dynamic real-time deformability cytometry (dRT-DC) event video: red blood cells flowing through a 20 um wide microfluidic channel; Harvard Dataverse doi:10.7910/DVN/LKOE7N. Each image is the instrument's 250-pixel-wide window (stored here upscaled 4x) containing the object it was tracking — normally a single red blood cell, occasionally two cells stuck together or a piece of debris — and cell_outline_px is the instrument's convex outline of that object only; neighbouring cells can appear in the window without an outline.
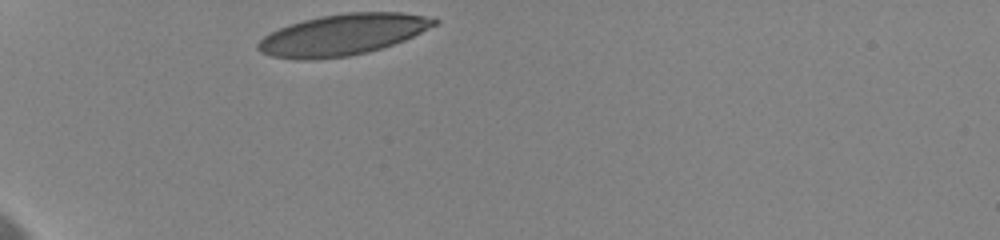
{"species": "human", "species_latin": "Homo sapiens", "temperature_condition": "cold", "stored_images_in_passage": 25, "camera_frame_rate_fps": 3000, "um_per_image_px": 0.085, "donor": {"sex": "female"}, "frame": {"image": 1, "passage_image": 1, "time_ms": 0.0, "image_size_px": [1000, 240], "cell_outline_px": [[440, 20], [436, 24], [404, 40], [368, 52], [348, 56], [304, 60], [300, 60], [272, 56], [260, 52], [256, 48], [256, 44], [264, 36], [280, 28], [304, 20], [320, 16], [348, 12], [400, 12], [436, 16]], "centroid_in_image_um": [29.16, 2.93], "position_along_channel_um": 55.8, "area_um2": 42.08}}
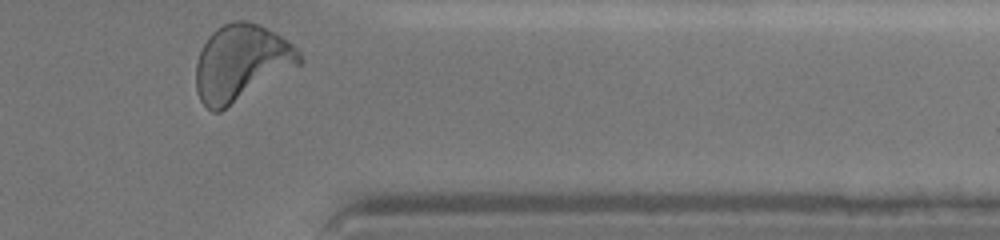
{"frame": {"image": 2, "passage_image": 25, "time_ms": 10.333, "image_size_px": [1000, 240], "cell_outline_px": [[304, 60], [300, 64], [220, 112], [212, 112], [200, 100], [196, 88], [196, 64], [200, 52], [208, 36], [216, 28], [232, 20], [248, 20], [260, 24], [276, 32], [292, 44], [300, 52]], "centroid_in_image_um": [20.5, 5.31], "position_along_channel_um": 390.9, "area_um2": 45.95}, "authors_computed_cell_mechanics": {"area_um2": 42.8298, "velocity_mm_per_s": 3.5437, "shape_relaxation_time_tau1_ms": 2.899, "shape_relaxation_time_tau2_ms": null, "deformation_change_tau1": 0.1543, "deformation_change_tau2": null}}